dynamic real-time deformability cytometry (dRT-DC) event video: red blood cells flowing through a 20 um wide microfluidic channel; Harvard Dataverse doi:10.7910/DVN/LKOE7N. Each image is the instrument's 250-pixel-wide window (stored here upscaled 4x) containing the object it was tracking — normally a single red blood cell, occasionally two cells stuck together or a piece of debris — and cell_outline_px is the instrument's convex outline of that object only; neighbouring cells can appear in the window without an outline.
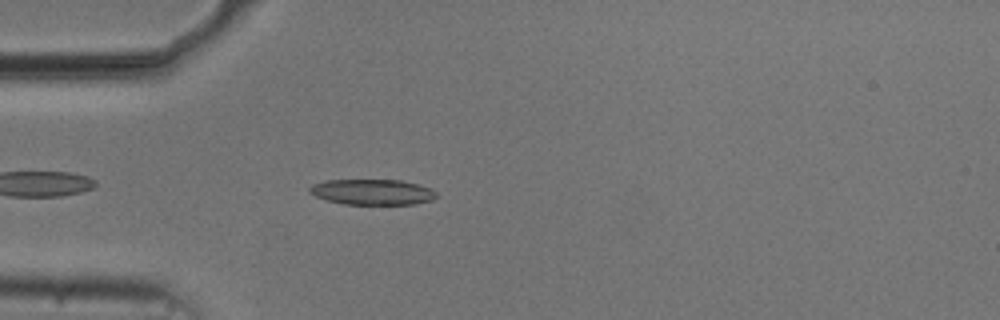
{"species": "common noctule bat (a hibernating species)", "species_latin": "Nyctalus noctula", "temperature_condition": "cold", "stored_images_in_passage": 43, "camera_frame_rate_fps": 3000, "um_per_image_px": 0.085, "animal": {"sex": "male", "body_mass_g": 20.5, "forearm_length_mm": 52.5}, "frame": {"image": 1, "passage_image": 5, "time_ms": 1.333, "image_size_px": [1000, 320], "cell_outline_px": [[436, 196], [432, 200], [416, 204], [344, 204], [328, 200], [316, 196], [308, 192], [308, 188], [312, 184], [324, 180], [400, 180], [432, 188], [436, 192]], "centroid_in_image_um": [31.64, 16.32], "position_along_channel_um": 53.4, "area_um2": 18.9}}
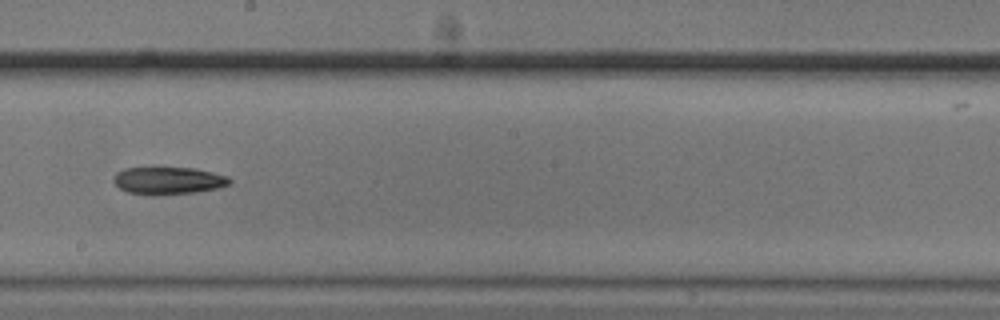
{"frame": {"image": 2, "passage_image": 20, "time_ms": 6.333, "image_size_px": [1000, 320], "cell_outline_px": [[232, 180], [228, 184], [220, 188], [196, 192], [156, 196], [152, 196], [128, 192], [120, 188], [112, 180], [116, 172], [124, 168], [196, 168], [228, 176]], "centroid_in_image_um": [14.31, 15.36], "position_along_channel_um": 233.9, "area_um2": 18.73}}
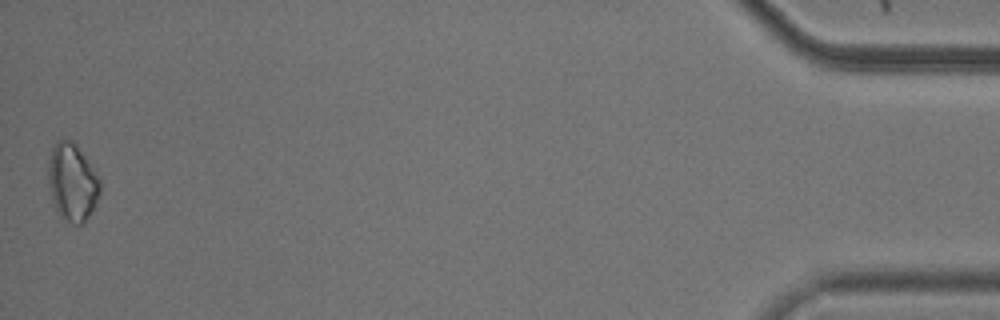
{"frame": {"image": 3, "passage_image": 43, "time_ms": 14.0, "image_size_px": [1000, 320], "cell_outline_px": [[100, 192], [96, 204], [92, 212], [84, 224], [72, 224], [60, 216], [52, 200], [48, 184], [48, 160], [52, 148], [56, 140], [60, 136], [72, 140], [76, 144], [100, 180]], "centroid_in_image_um": [6.12, 15.47], "position_along_channel_um": 429.1, "area_um2": 23.64}, "authors_computed_cell_mechanics": {"area_um2": 19.1896, "velocity_mm_per_s": 3.7503, "shape_relaxation_time_tau1_ms": 3.5764, "shape_relaxation_time_tau2_ms": null, "deformation_change_tau1": 0.1013, "deformation_change_tau2": null}}